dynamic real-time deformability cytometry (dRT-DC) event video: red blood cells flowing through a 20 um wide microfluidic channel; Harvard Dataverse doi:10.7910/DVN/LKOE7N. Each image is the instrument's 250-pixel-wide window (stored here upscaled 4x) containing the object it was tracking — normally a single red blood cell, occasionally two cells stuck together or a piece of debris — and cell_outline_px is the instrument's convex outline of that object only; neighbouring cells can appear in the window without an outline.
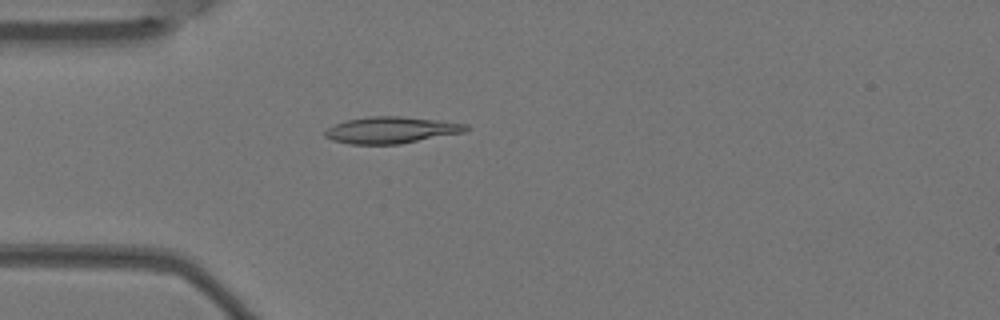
{"species": "Egyptian fruit bat (a non-hibernating species)", "species_latin": "Rousettus aegyptiacus", "temperature_condition": "warm", "stored_images_in_passage": 4, "camera_frame_rate_fps": 3000, "um_per_image_px": 0.085, "animal": {"sex": "female"}, "frame": {"image": 1, "passage_image": 4, "time_ms": 1.0, "image_size_px": [1000, 320], "cell_outline_px": [[472, 128], [464, 132], [400, 144], [352, 144], [332, 140], [324, 136], [324, 132], [328, 128], [344, 120], [368, 116], [400, 116], [440, 120], [468, 124]], "centroid_in_image_um": [33.28, 11.04], "position_along_channel_um": 51.7, "area_um2": 21.96}}